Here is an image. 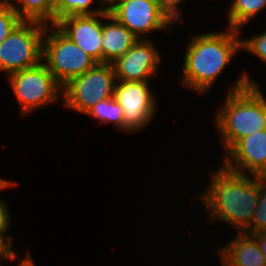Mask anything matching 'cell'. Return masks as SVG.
<instances>
[{"mask_svg":"<svg viewBox=\"0 0 266 266\" xmlns=\"http://www.w3.org/2000/svg\"><path fill=\"white\" fill-rule=\"evenodd\" d=\"M220 164L210 173L209 186L198 198L209 220L229 223L243 233L251 225L258 204L259 176L237 173Z\"/></svg>","mask_w":266,"mask_h":266,"instance_id":"obj_1","label":"cell"},{"mask_svg":"<svg viewBox=\"0 0 266 266\" xmlns=\"http://www.w3.org/2000/svg\"><path fill=\"white\" fill-rule=\"evenodd\" d=\"M189 40L181 84L205 95L241 49L240 31L227 27L226 31L194 34Z\"/></svg>","mask_w":266,"mask_h":266,"instance_id":"obj_2","label":"cell"},{"mask_svg":"<svg viewBox=\"0 0 266 266\" xmlns=\"http://www.w3.org/2000/svg\"><path fill=\"white\" fill-rule=\"evenodd\" d=\"M234 82L214 115L224 154L241 138L266 130V98L261 88L244 70Z\"/></svg>","mask_w":266,"mask_h":266,"instance_id":"obj_3","label":"cell"},{"mask_svg":"<svg viewBox=\"0 0 266 266\" xmlns=\"http://www.w3.org/2000/svg\"><path fill=\"white\" fill-rule=\"evenodd\" d=\"M42 62L62 86L97 64L55 24L46 26Z\"/></svg>","mask_w":266,"mask_h":266,"instance_id":"obj_4","label":"cell"},{"mask_svg":"<svg viewBox=\"0 0 266 266\" xmlns=\"http://www.w3.org/2000/svg\"><path fill=\"white\" fill-rule=\"evenodd\" d=\"M7 76L22 116L56 103L62 97V85L43 62L31 68L12 72Z\"/></svg>","mask_w":266,"mask_h":266,"instance_id":"obj_5","label":"cell"},{"mask_svg":"<svg viewBox=\"0 0 266 266\" xmlns=\"http://www.w3.org/2000/svg\"><path fill=\"white\" fill-rule=\"evenodd\" d=\"M116 81L112 63H97L62 86L63 106L84 115L98 102L114 96Z\"/></svg>","mask_w":266,"mask_h":266,"instance_id":"obj_6","label":"cell"},{"mask_svg":"<svg viewBox=\"0 0 266 266\" xmlns=\"http://www.w3.org/2000/svg\"><path fill=\"white\" fill-rule=\"evenodd\" d=\"M46 24L22 20L0 43V72L34 67L42 62Z\"/></svg>","mask_w":266,"mask_h":266,"instance_id":"obj_7","label":"cell"},{"mask_svg":"<svg viewBox=\"0 0 266 266\" xmlns=\"http://www.w3.org/2000/svg\"><path fill=\"white\" fill-rule=\"evenodd\" d=\"M105 9L138 39H149L147 34L158 30L166 32L175 25L160 9L157 0L112 1Z\"/></svg>","mask_w":266,"mask_h":266,"instance_id":"obj_8","label":"cell"},{"mask_svg":"<svg viewBox=\"0 0 266 266\" xmlns=\"http://www.w3.org/2000/svg\"><path fill=\"white\" fill-rule=\"evenodd\" d=\"M148 82L116 81L113 97L123 108L125 133L145 128L156 114L158 102Z\"/></svg>","mask_w":266,"mask_h":266,"instance_id":"obj_9","label":"cell"},{"mask_svg":"<svg viewBox=\"0 0 266 266\" xmlns=\"http://www.w3.org/2000/svg\"><path fill=\"white\" fill-rule=\"evenodd\" d=\"M162 57L153 41L138 39V41L112 64L117 80L149 81L159 75V65Z\"/></svg>","mask_w":266,"mask_h":266,"instance_id":"obj_10","label":"cell"},{"mask_svg":"<svg viewBox=\"0 0 266 266\" xmlns=\"http://www.w3.org/2000/svg\"><path fill=\"white\" fill-rule=\"evenodd\" d=\"M225 155L221 163L227 169L266 177V130L241 138Z\"/></svg>","mask_w":266,"mask_h":266,"instance_id":"obj_11","label":"cell"},{"mask_svg":"<svg viewBox=\"0 0 266 266\" xmlns=\"http://www.w3.org/2000/svg\"><path fill=\"white\" fill-rule=\"evenodd\" d=\"M55 25L97 63H102V12L66 16Z\"/></svg>","mask_w":266,"mask_h":266,"instance_id":"obj_12","label":"cell"},{"mask_svg":"<svg viewBox=\"0 0 266 266\" xmlns=\"http://www.w3.org/2000/svg\"><path fill=\"white\" fill-rule=\"evenodd\" d=\"M234 239L216 250L222 266H266V256L249 234L236 233Z\"/></svg>","mask_w":266,"mask_h":266,"instance_id":"obj_13","label":"cell"},{"mask_svg":"<svg viewBox=\"0 0 266 266\" xmlns=\"http://www.w3.org/2000/svg\"><path fill=\"white\" fill-rule=\"evenodd\" d=\"M137 41L138 38L112 17L106 9L102 12V63H113Z\"/></svg>","mask_w":266,"mask_h":266,"instance_id":"obj_14","label":"cell"},{"mask_svg":"<svg viewBox=\"0 0 266 266\" xmlns=\"http://www.w3.org/2000/svg\"><path fill=\"white\" fill-rule=\"evenodd\" d=\"M10 4L24 21L54 24L56 0H13Z\"/></svg>","mask_w":266,"mask_h":266,"instance_id":"obj_15","label":"cell"},{"mask_svg":"<svg viewBox=\"0 0 266 266\" xmlns=\"http://www.w3.org/2000/svg\"><path fill=\"white\" fill-rule=\"evenodd\" d=\"M265 8L266 0H231L226 11L227 27L241 31Z\"/></svg>","mask_w":266,"mask_h":266,"instance_id":"obj_16","label":"cell"},{"mask_svg":"<svg viewBox=\"0 0 266 266\" xmlns=\"http://www.w3.org/2000/svg\"><path fill=\"white\" fill-rule=\"evenodd\" d=\"M91 116L100 124H113L115 129L124 132L123 108L114 97L98 102L85 114Z\"/></svg>","mask_w":266,"mask_h":266,"instance_id":"obj_17","label":"cell"},{"mask_svg":"<svg viewBox=\"0 0 266 266\" xmlns=\"http://www.w3.org/2000/svg\"><path fill=\"white\" fill-rule=\"evenodd\" d=\"M95 0H56L54 11V24L66 16L73 15H93L101 13L105 8L100 5L98 8H92ZM96 2L100 4L97 0Z\"/></svg>","mask_w":266,"mask_h":266,"instance_id":"obj_18","label":"cell"},{"mask_svg":"<svg viewBox=\"0 0 266 266\" xmlns=\"http://www.w3.org/2000/svg\"><path fill=\"white\" fill-rule=\"evenodd\" d=\"M258 232H266V177L263 176H259V200L251 225L243 233L250 235Z\"/></svg>","mask_w":266,"mask_h":266,"instance_id":"obj_19","label":"cell"},{"mask_svg":"<svg viewBox=\"0 0 266 266\" xmlns=\"http://www.w3.org/2000/svg\"><path fill=\"white\" fill-rule=\"evenodd\" d=\"M22 21L10 3H0V43Z\"/></svg>","mask_w":266,"mask_h":266,"instance_id":"obj_20","label":"cell"},{"mask_svg":"<svg viewBox=\"0 0 266 266\" xmlns=\"http://www.w3.org/2000/svg\"><path fill=\"white\" fill-rule=\"evenodd\" d=\"M241 49L266 62V31L247 39L241 36Z\"/></svg>","mask_w":266,"mask_h":266,"instance_id":"obj_21","label":"cell"},{"mask_svg":"<svg viewBox=\"0 0 266 266\" xmlns=\"http://www.w3.org/2000/svg\"><path fill=\"white\" fill-rule=\"evenodd\" d=\"M160 9L169 17V19L175 24L184 22L181 18V4L186 0H157Z\"/></svg>","mask_w":266,"mask_h":266,"instance_id":"obj_22","label":"cell"},{"mask_svg":"<svg viewBox=\"0 0 266 266\" xmlns=\"http://www.w3.org/2000/svg\"><path fill=\"white\" fill-rule=\"evenodd\" d=\"M12 239L13 236L8 234V231H0V264H2L4 260L12 262L17 259L16 257L18 254H16L17 252L11 247L13 245Z\"/></svg>","mask_w":266,"mask_h":266,"instance_id":"obj_23","label":"cell"},{"mask_svg":"<svg viewBox=\"0 0 266 266\" xmlns=\"http://www.w3.org/2000/svg\"><path fill=\"white\" fill-rule=\"evenodd\" d=\"M16 183L11 180H6L1 186L0 191H4L7 188L15 186ZM6 202L3 201V199L0 197V231H8L10 227V212L7 209Z\"/></svg>","mask_w":266,"mask_h":266,"instance_id":"obj_24","label":"cell"},{"mask_svg":"<svg viewBox=\"0 0 266 266\" xmlns=\"http://www.w3.org/2000/svg\"><path fill=\"white\" fill-rule=\"evenodd\" d=\"M258 243L261 252L266 256V232L250 234Z\"/></svg>","mask_w":266,"mask_h":266,"instance_id":"obj_25","label":"cell"},{"mask_svg":"<svg viewBox=\"0 0 266 266\" xmlns=\"http://www.w3.org/2000/svg\"><path fill=\"white\" fill-rule=\"evenodd\" d=\"M22 258L23 259L18 261L17 266H36L34 263V260L32 259L31 255H30V251Z\"/></svg>","mask_w":266,"mask_h":266,"instance_id":"obj_26","label":"cell"},{"mask_svg":"<svg viewBox=\"0 0 266 266\" xmlns=\"http://www.w3.org/2000/svg\"><path fill=\"white\" fill-rule=\"evenodd\" d=\"M101 5L106 8L113 0H97Z\"/></svg>","mask_w":266,"mask_h":266,"instance_id":"obj_27","label":"cell"},{"mask_svg":"<svg viewBox=\"0 0 266 266\" xmlns=\"http://www.w3.org/2000/svg\"><path fill=\"white\" fill-rule=\"evenodd\" d=\"M13 0H0V3H11Z\"/></svg>","mask_w":266,"mask_h":266,"instance_id":"obj_28","label":"cell"},{"mask_svg":"<svg viewBox=\"0 0 266 266\" xmlns=\"http://www.w3.org/2000/svg\"><path fill=\"white\" fill-rule=\"evenodd\" d=\"M6 180H7L6 178L4 179V178H1V177H0V186H1Z\"/></svg>","mask_w":266,"mask_h":266,"instance_id":"obj_29","label":"cell"},{"mask_svg":"<svg viewBox=\"0 0 266 266\" xmlns=\"http://www.w3.org/2000/svg\"><path fill=\"white\" fill-rule=\"evenodd\" d=\"M113 1H129V0H113Z\"/></svg>","mask_w":266,"mask_h":266,"instance_id":"obj_30","label":"cell"}]
</instances>
